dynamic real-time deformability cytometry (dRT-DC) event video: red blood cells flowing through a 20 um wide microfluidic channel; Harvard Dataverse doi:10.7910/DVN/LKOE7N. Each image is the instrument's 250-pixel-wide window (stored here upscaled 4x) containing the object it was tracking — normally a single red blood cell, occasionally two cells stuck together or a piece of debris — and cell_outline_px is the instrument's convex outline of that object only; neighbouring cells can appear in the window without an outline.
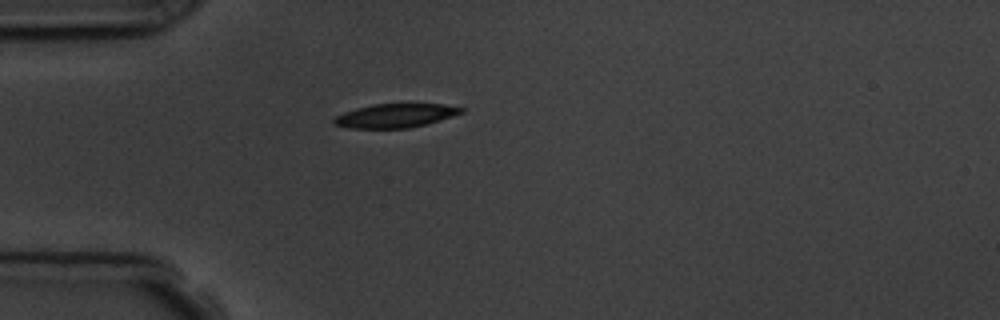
{"species": "common noctule bat (a hibernating species)", "species_latin": "Nyctalus noctula", "temperature_condition": "room temperature", "stored_images_in_passage": 1, "camera_frame_rate_fps": 3000, "um_per_image_px": 0.085, "animal": {"sex": "male", "body_mass_g": 19.5, "forearm_length_mm": 54.6}, "frame": {"image": 1, "passage_image": 1, "time_ms": 0.0, "image_size_px": [1000, 320], "cell_outline_px": [[464, 112], [424, 124], [408, 128], [348, 128], [332, 124], [332, 120], [336, 116], [344, 112], [356, 108], [372, 104], [440, 104], [464, 108]], "centroid_in_image_um": [33.53, 9.83], "position_along_channel_um": 51.5, "area_um2": 17.46}}